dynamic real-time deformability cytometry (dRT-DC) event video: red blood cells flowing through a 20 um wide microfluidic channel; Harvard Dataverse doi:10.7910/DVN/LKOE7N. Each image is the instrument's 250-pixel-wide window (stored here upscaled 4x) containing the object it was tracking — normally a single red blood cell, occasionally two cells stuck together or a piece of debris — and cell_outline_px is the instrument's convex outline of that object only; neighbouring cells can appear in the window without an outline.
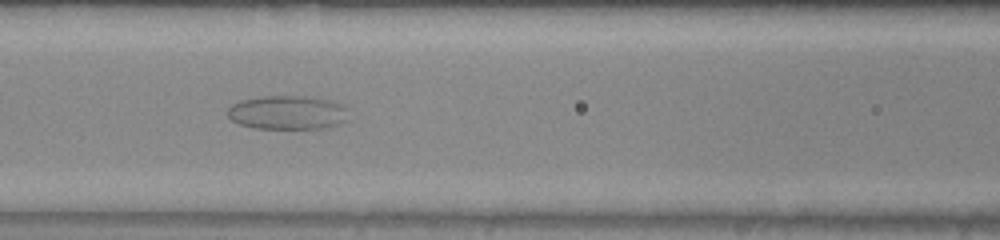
{"species": "common noctule bat (a hibernating species)", "species_latin": "Nyctalus noctula", "temperature_condition": "warm", "stored_images_in_passage": 54, "camera_frame_rate_fps": 3000, "um_per_image_px": 0.085, "animal": {"sex": "male", "body_mass_g": 20.0, "forearm_length_mm": 53.3}, "frame": {"image": 1, "passage_image": 25, "time_ms": 8.0, "image_size_px": [1000, 240], "cell_outline_px": [[348, 120], [340, 124], [328, 128], [252, 128], [240, 124], [232, 120], [228, 116], [228, 108], [232, 104], [240, 100], [264, 96], [308, 96], [332, 100], [348, 108]], "centroid_in_image_um": [24.49, 9.56], "position_along_channel_um": 142.1, "area_um2": 24.16}}
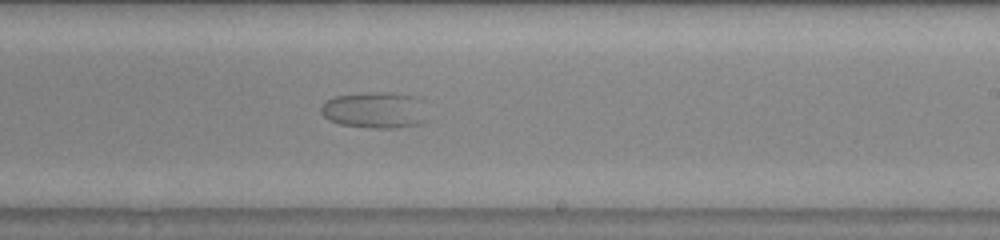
{"frame": {"image": 2, "passage_image": 34, "time_ms": 11.0, "image_size_px": [1000, 240], "cell_outline_px": [[424, 120], [420, 124], [396, 128], [372, 128], [340, 124], [328, 120], [320, 112], [320, 108], [328, 100], [336, 96], [368, 92], [396, 92], [416, 96], [424, 100]], "centroid_in_image_um": [31.89, 9.35], "position_along_channel_um": 257.1, "area_um2": 22.72}}
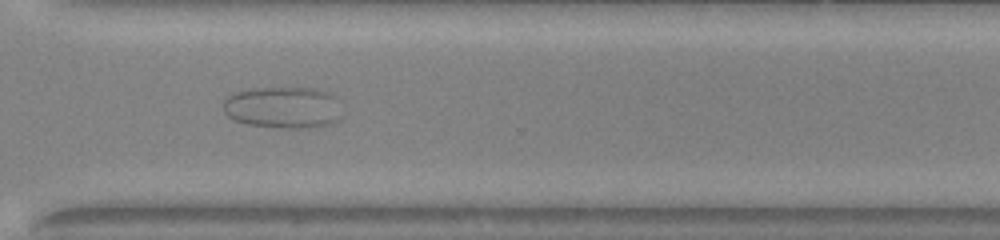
{"frame": {"image": 3, "passage_image": 41, "time_ms": 13.333, "image_size_px": [1000, 240], "cell_outline_px": [[344, 116], [340, 120], [332, 124], [308, 128], [276, 128], [244, 124], [232, 120], [224, 112], [224, 100], [228, 96], [236, 92], [252, 88], [312, 88], [332, 92], [340, 100]], "centroid_in_image_um": [24.15, 9.15], "position_along_channel_um": 346.5, "area_um2": 29.82}}